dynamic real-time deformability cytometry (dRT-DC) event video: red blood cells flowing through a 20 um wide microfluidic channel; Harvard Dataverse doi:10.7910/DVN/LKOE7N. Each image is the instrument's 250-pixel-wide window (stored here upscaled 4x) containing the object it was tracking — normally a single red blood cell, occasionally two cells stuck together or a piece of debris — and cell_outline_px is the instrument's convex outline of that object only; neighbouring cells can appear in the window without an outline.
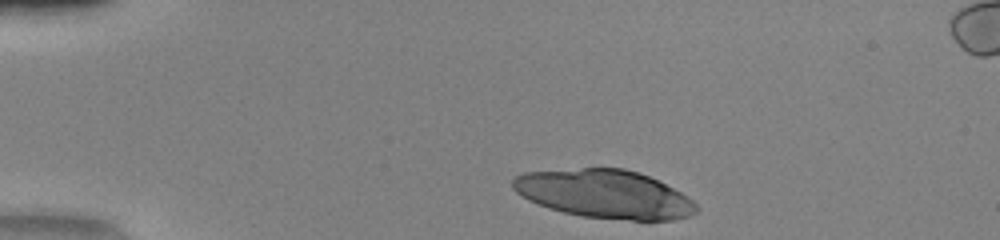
{"species": "human", "species_latin": "Homo sapiens", "temperature_condition": "warm", "stored_images_in_passage": 41, "camera_frame_rate_fps": 3000, "um_per_image_px": 0.085, "donor": {"sex": "female"}, "frame": {"image": 1, "passage_image": 1, "time_ms": 0.0, "image_size_px": [1000, 240], "cell_outline_px": [[700, 208], [696, 212], [688, 216], [672, 220], [632, 220], [580, 216], [548, 208], [528, 200], [516, 192], [512, 188], [512, 180], [516, 176], [524, 172], [580, 168], [624, 168], [640, 172], [688, 196]], "centroid_in_image_um": [51.37, 16.49], "position_along_channel_um": 33.6, "area_um2": 51.73}}
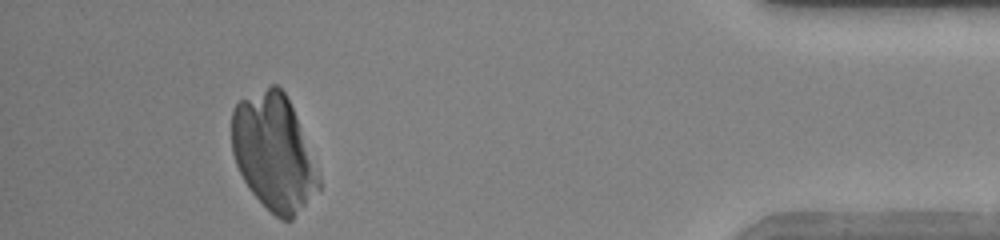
{"frame": {"image": 2, "passage_image": 37, "time_ms": 12.0, "image_size_px": [1000, 240], "cell_outline_px": [[320, 188], [292, 220], [280, 220], [248, 188], [236, 164], [232, 152], [232, 108], [240, 100], [272, 84], [276, 84], [284, 92], [296, 116], [320, 176]], "centroid_in_image_um": [23.26, 12.97], "position_along_channel_um": 411.9, "area_um2": 58.2}}